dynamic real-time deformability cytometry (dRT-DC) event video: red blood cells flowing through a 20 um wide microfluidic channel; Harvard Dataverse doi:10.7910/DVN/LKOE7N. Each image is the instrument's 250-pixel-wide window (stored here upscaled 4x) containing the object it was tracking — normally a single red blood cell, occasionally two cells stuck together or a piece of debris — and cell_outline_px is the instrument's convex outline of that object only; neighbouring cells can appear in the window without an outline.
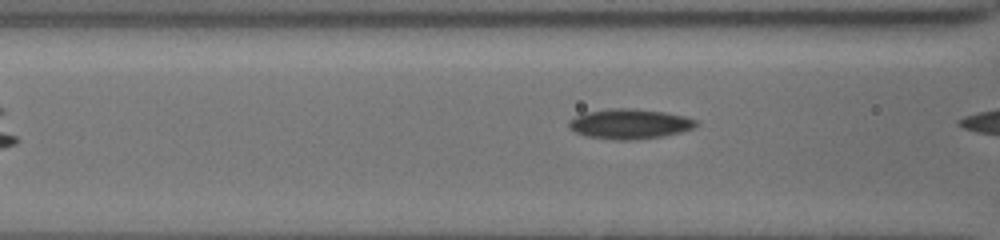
{"species": "common noctule bat (a hibernating species)", "species_latin": "Nyctalus noctula", "temperature_condition": "cold", "stored_images_in_passage": 7, "camera_frame_rate_fps": 3000, "um_per_image_px": 0.085, "animal": {"sex": "female", "body_mass_g": 19.5, "forearm_length_mm": 54.1}, "frame": {"image": 1, "passage_image": 6, "time_ms": 1.667, "image_size_px": [1000, 240], "cell_outline_px": [[696, 124], [692, 128], [680, 132], [664, 136], [636, 140], [612, 140], [588, 136], [576, 132], [568, 128], [568, 120], [584, 112], [612, 108], [632, 108], [664, 112], [684, 116], [696, 120]], "centroid_in_image_um": [53.47, 10.53], "position_along_channel_um": 113.1, "area_um2": 22.25}}